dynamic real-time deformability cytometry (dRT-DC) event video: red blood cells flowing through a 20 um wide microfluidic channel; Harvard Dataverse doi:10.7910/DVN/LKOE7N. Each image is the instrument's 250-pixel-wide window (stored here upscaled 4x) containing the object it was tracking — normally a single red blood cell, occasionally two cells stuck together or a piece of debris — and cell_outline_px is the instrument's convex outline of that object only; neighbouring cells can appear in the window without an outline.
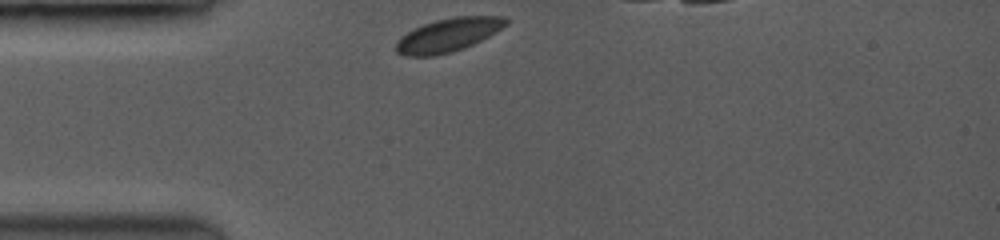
{"species": "common noctule bat (a hibernating species)", "species_latin": "Nyctalus noctula", "temperature_condition": "room temperature", "stored_images_in_passage": 20, "segment_of_instrument_passage": [1, 2], "camera_frame_rate_fps": 3500, "um_per_image_px": 0.085, "animal": {"sex": "female", "body_mass_g": 19.0, "forearm_length_mm": 53.3}, "frame": {"image": 1, "passage_image": 1, "time_ms": 0.0, "image_size_px": [1000, 240], "cell_outline_px": [[508, 24], [496, 32], [464, 48], [452, 52], [432, 56], [404, 56], [396, 52], [396, 40], [400, 36], [412, 28], [436, 20], [452, 16], [508, 16]], "centroid_in_image_um": [38.08, 2.96], "position_along_channel_um": 46.9, "area_um2": 21.68}}
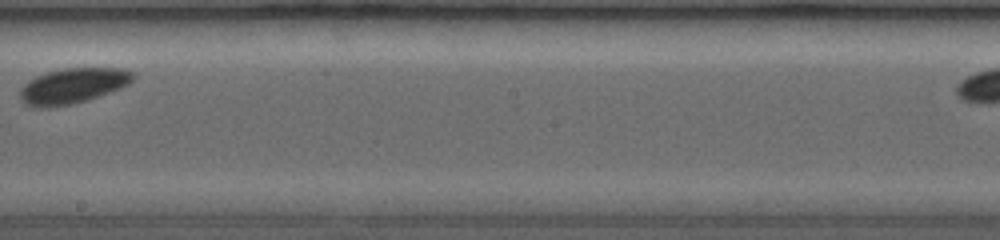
{"frame": {"image": 2, "passage_image": 9, "time_ms": 5.429, "image_size_px": [1000, 240], "cell_outline_px": [[136, 76], [128, 84], [120, 88], [84, 100], [68, 104], [28, 104], [20, 96], [20, 92], [24, 84], [28, 80], [44, 72], [64, 68], [120, 68], [132, 72]], "centroid_in_image_um": [6.25, 7.21], "position_along_channel_um": 242.0, "area_um2": 22.14}}
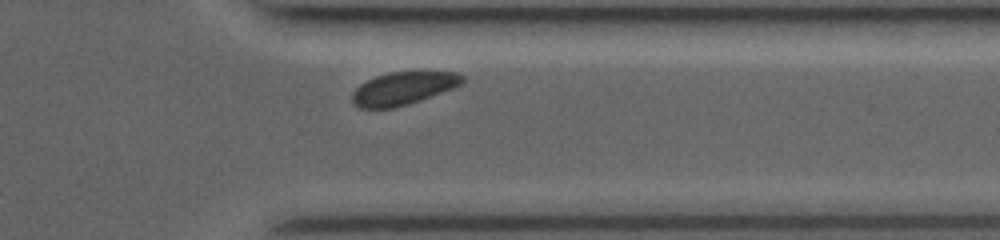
{"frame": {"image": 3, "passage_image": 16, "time_ms": 8.857, "image_size_px": [1000, 240], "cell_outline_px": [[464, 80], [460, 84], [452, 88], [420, 100], [408, 104], [392, 108], [360, 108], [352, 104], [352, 92], [360, 84], [376, 76], [392, 72], [456, 72], [464, 76]], "centroid_in_image_um": [34.23, 7.52], "position_along_channel_um": 377.2, "area_um2": 20.81}}